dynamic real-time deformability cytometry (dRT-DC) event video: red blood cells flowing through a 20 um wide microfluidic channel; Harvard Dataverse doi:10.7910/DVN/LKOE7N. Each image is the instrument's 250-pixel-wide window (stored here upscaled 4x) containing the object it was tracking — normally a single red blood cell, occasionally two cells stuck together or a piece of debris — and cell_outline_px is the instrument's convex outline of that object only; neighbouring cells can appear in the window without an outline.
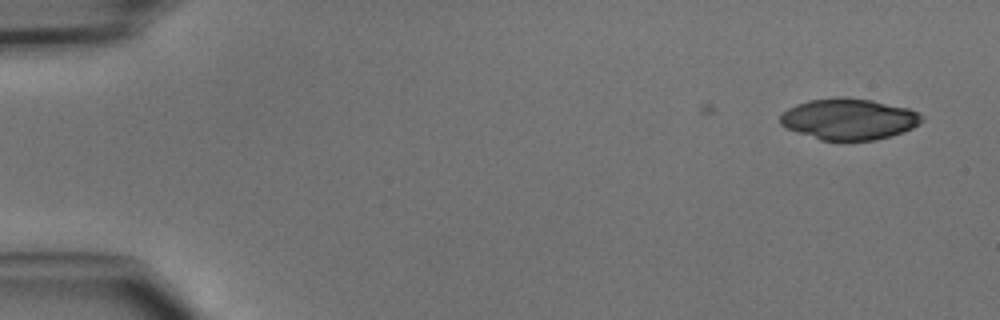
{"species": "common noctule bat (a hibernating species)", "species_latin": "Nyctalus noctula", "temperature_condition": "cold", "stored_images_in_passage": 2, "camera_frame_rate_fps": 3000, "um_per_image_px": 0.085, "animal": {"sex": "male", "body_mass_g": 15.6}, "frame": {"image": 1, "passage_image": 2, "time_ms": 0.333, "image_size_px": [1000, 320], "cell_outline_px": [[924, 120], [920, 124], [912, 128], [888, 136], [872, 140], [820, 140], [784, 128], [780, 124], [780, 116], [788, 108], [796, 104], [808, 100], [836, 96], [844, 96], [872, 100], [908, 108], [924, 116]], "centroid_in_image_um": [72.12, 10.1], "position_along_channel_um": 12.9, "area_um2": 34.1}}